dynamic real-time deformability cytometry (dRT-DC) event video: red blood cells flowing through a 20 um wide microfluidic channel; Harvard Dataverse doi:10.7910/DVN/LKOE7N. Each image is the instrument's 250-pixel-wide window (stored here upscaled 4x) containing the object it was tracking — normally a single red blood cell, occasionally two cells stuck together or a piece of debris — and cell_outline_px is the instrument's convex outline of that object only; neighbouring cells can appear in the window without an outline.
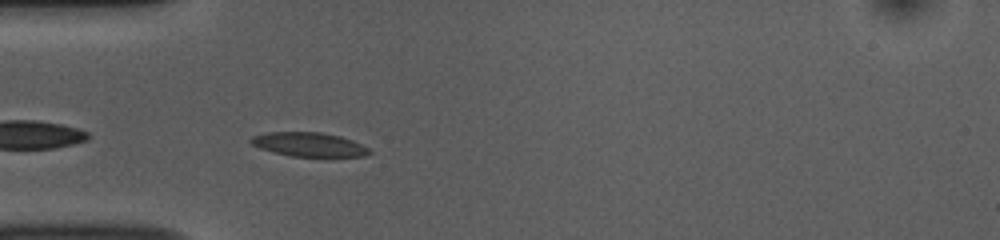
{"species": "common noctule bat (a hibernating species)", "species_latin": "Nyctalus noctula", "temperature_condition": "room temperature", "stored_images_in_passage": 39, "camera_frame_rate_fps": 3000, "um_per_image_px": 0.085, "animal": {"sex": "female", "body_mass_g": 10.0, "forearm_length_mm": 53.1}, "frame": {"image": 1, "passage_image": 3, "time_ms": 0.667, "image_size_px": [1000, 240], "cell_outline_px": [[372, 152], [364, 156], [292, 156], [260, 148], [252, 144], [248, 140], [252, 136], [264, 132], [320, 132], [340, 136], [352, 140], [368, 148]], "centroid_in_image_um": [26.23, 12.26], "position_along_channel_um": 58.8, "area_um2": 16.42}}
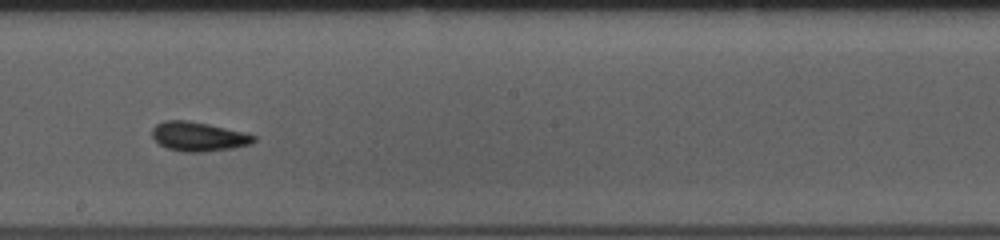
{"frame": {"image": 2, "passage_image": 17, "time_ms": 5.333, "image_size_px": [1000, 240], "cell_outline_px": [[256, 140], [252, 144], [232, 148], [200, 152], [180, 152], [168, 148], [160, 144], [152, 136], [152, 128], [156, 124], [164, 120], [188, 120], [208, 124], [256, 136]], "centroid_in_image_um": [16.83, 11.61], "position_along_channel_um": 231.4, "area_um2": 17.17}}
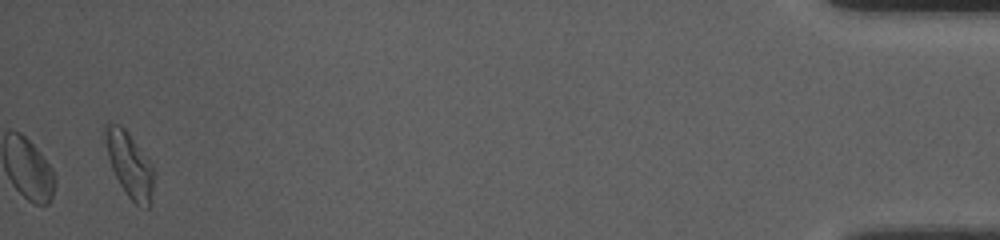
{"frame": {"image": 3, "passage_image": 39, "time_ms": 12.667, "image_size_px": [1000, 240], "cell_outline_px": [[156, 172], [148, 208], [144, 208], [136, 204], [128, 196], [120, 184], [112, 168], [108, 156], [104, 132], [104, 124], [120, 124], [128, 132], [152, 164]], "centroid_in_image_um": [11.03, 13.99], "position_along_channel_um": 424.2, "area_um2": 18.21}, "authors_computed_cell_mechanics": {"area_um2": 17.051, "velocity_mm_per_s": 3.7648, "shape_relaxation_time_tau1_ms": 3.7824, "shape_relaxation_time_tau2_ms": 1.5809, "deformation_change_tau1": 0.1159, "deformation_change_tau2": 0.0701}}